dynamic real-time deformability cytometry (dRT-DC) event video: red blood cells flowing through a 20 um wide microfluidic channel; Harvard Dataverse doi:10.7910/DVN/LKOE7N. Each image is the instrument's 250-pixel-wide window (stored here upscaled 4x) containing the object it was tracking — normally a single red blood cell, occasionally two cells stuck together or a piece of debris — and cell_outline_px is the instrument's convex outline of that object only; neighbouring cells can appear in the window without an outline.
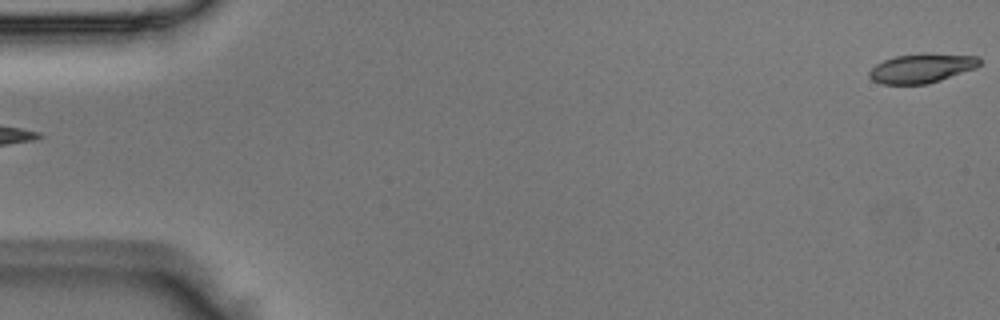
{"species": "Egyptian fruit bat (a non-hibernating species)", "species_latin": "Rousettus aegyptiacus", "temperature_condition": "room temperature", "stored_images_in_passage": 17, "camera_frame_rate_fps": 3000, "um_per_image_px": 0.085, "animal": {"sex": "male"}, "frame": {"image": 1, "passage_image": 1, "time_ms": 0.0, "image_size_px": [1000, 320], "cell_outline_px": [[980, 64], [976, 68], [928, 84], [880, 84], [872, 80], [868, 76], [868, 72], [876, 64], [884, 60], [896, 56], [920, 52], [924, 52], [980, 56]], "centroid_in_image_um": [78.34, 5.78], "position_along_channel_um": 6.7, "area_um2": 19.13}}
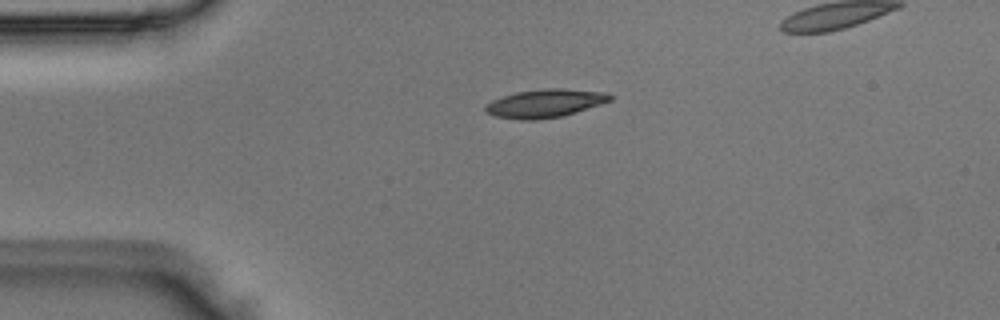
{"frame": {"image": 2, "passage_image": 12, "time_ms": 3.667, "image_size_px": [1000, 320], "cell_outline_px": [[612, 100], [576, 112], [560, 116], [536, 120], [520, 120], [496, 116], [484, 112], [484, 108], [492, 100], [516, 92], [544, 88], [564, 88], [608, 92], [612, 96]], "centroid_in_image_um": [46.34, 8.77], "position_along_channel_um": 38.7, "area_um2": 20.52}}